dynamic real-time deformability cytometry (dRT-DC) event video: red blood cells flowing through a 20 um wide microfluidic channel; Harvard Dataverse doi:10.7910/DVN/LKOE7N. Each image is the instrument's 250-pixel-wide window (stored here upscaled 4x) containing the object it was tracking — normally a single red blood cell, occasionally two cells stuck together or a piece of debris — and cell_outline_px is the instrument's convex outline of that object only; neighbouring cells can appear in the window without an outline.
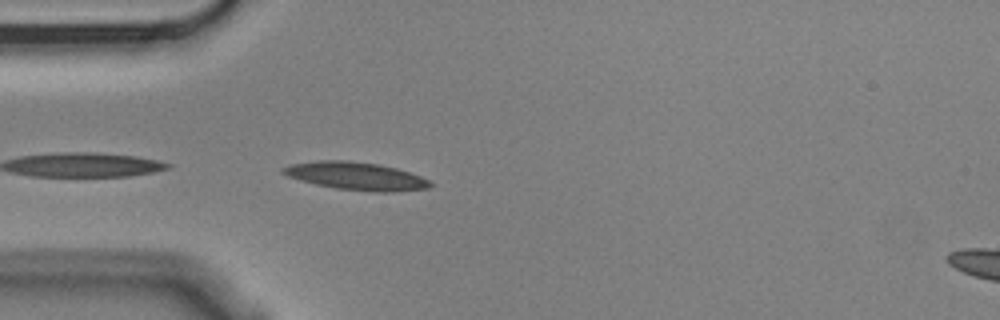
{"species": "Egyptian fruit bat (a non-hibernating species)", "species_latin": "Rousettus aegyptiacus", "temperature_condition": "cold", "stored_images_in_passage": 3, "camera_frame_rate_fps": 3000, "um_per_image_px": 0.085, "animal": {"sex": "male"}, "frame": {"image": 1, "passage_image": 3, "time_ms": 0.667, "image_size_px": [1000, 320], "cell_outline_px": [[436, 184], [428, 188], [396, 192], [376, 192], [336, 188], [316, 184], [300, 180], [288, 176], [280, 172], [280, 168], [292, 164], [316, 160], [348, 160], [380, 164], [396, 168], [420, 176]], "centroid_in_image_um": [30.27, 14.96], "position_along_channel_um": 54.7, "area_um2": 23.99}}